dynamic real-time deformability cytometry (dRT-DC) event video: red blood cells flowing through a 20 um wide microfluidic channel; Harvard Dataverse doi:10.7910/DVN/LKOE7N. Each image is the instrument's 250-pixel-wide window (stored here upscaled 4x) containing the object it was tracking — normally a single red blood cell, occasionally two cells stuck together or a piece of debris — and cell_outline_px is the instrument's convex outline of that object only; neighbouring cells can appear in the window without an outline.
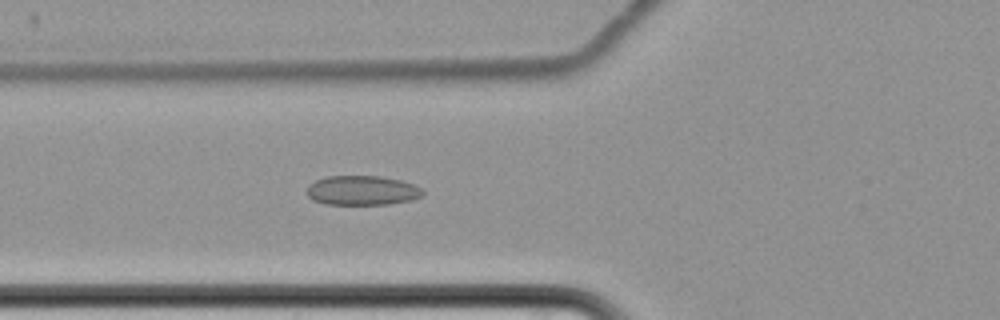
{"species": "common noctule bat (a hibernating species)", "species_latin": "Nyctalus noctula", "temperature_condition": "cold", "stored_images_in_passage": 7, "camera_frame_rate_fps": 3000, "um_per_image_px": 0.085, "animal": {"sex": "female", "body_mass_g": 22.7, "forearm_length_mm": 54.2}, "frame": {"image": 1, "passage_image": 7, "time_ms": 7.333, "image_size_px": [1000, 320], "cell_outline_px": [[424, 192], [420, 196], [412, 200], [388, 204], [324, 204], [312, 200], [304, 192], [308, 184], [316, 180], [328, 176], [380, 176], [400, 180], [424, 188]], "centroid_in_image_um": [30.74, 16.19], "position_along_channel_um": 95.1, "area_um2": 20.11}}